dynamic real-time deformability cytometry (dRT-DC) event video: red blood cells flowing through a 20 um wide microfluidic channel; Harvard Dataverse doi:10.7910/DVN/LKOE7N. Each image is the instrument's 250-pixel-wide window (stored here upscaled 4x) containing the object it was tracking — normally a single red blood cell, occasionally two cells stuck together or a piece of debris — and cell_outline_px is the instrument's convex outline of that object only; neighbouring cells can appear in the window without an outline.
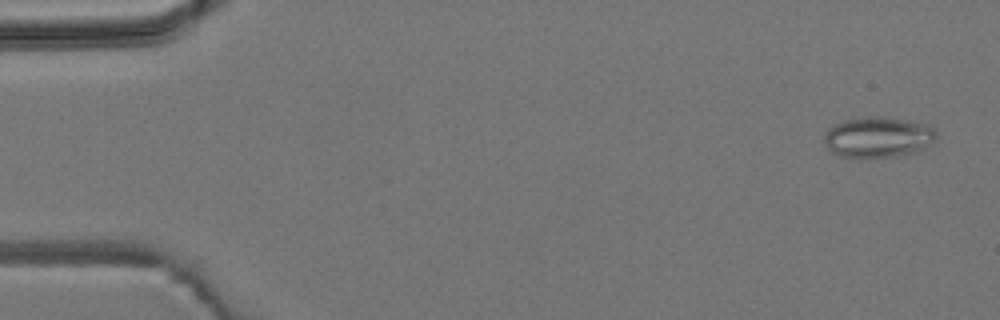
{"species": "common noctule bat (a hibernating species)", "species_latin": "Nyctalus noctula", "temperature_condition": "room temperature", "stored_images_in_passage": 5, "camera_frame_rate_fps": 3000, "um_per_image_px": 0.085, "animal": {"sex": "male", "body_mass_g": 19.2, "forearm_length_mm": 51.8}, "frame": {"image": 1, "passage_image": 1, "time_ms": 0.0, "image_size_px": [1000, 320], "cell_outline_px": [[936, 136], [932, 144], [916, 152], [896, 156], [868, 160], [860, 160], [840, 156], [832, 152], [824, 144], [824, 132], [832, 124], [844, 120], [868, 116], [880, 116], [928, 124], [936, 128]], "centroid_in_image_um": [74.6, 11.69], "position_along_channel_um": 10.4, "area_um2": 27.51}}